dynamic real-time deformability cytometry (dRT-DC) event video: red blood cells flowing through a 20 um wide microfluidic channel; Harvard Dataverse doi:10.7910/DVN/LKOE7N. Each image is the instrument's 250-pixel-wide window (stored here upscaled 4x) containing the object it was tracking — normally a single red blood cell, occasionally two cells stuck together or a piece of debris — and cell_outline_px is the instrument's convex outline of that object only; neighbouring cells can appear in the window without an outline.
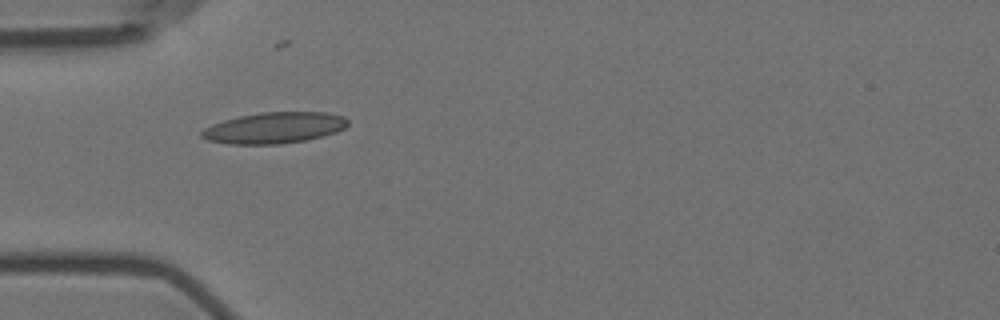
{"species": "Egyptian fruit bat (a non-hibernating species)", "species_latin": "Rousettus aegyptiacus", "temperature_condition": "room temperature", "stored_images_in_passage": 2, "camera_frame_rate_fps": 3000, "um_per_image_px": 0.085, "animal": {"sex": "female"}, "frame": {"image": 1, "passage_image": 1, "time_ms": 0.0, "image_size_px": [1000, 320], "cell_outline_px": [[348, 124], [344, 128], [336, 132], [304, 140], [280, 144], [232, 144], [208, 140], [200, 136], [200, 132], [204, 128], [212, 124], [224, 120], [240, 116], [260, 112], [328, 112], [344, 116], [348, 120]], "centroid_in_image_um": [23.31, 10.85], "position_along_channel_um": 61.7, "area_um2": 26.41}}
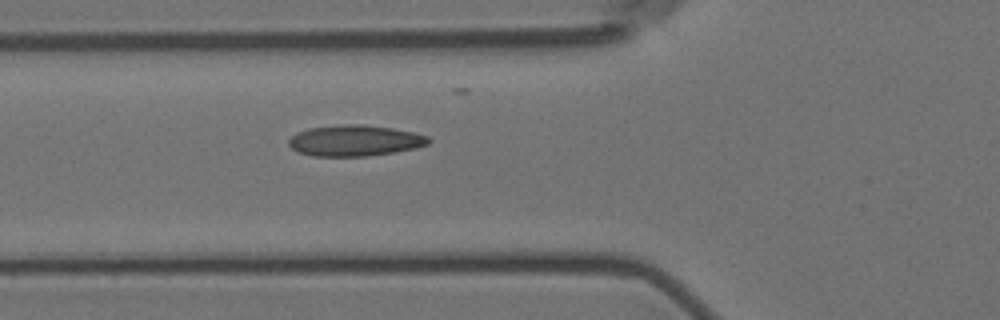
{"frame": {"image": 2, "passage_image": 2, "time_ms": 1.0, "image_size_px": [1000, 320], "cell_outline_px": [[432, 140], [428, 144], [416, 148], [368, 156], [312, 156], [296, 152], [288, 144], [288, 140], [296, 132], [308, 128], [344, 124], [364, 124], [392, 128], [412, 132], [428, 136]], "centroid_in_image_um": [30.14, 11.95], "position_along_channel_um": 95.7, "area_um2": 25.37}}